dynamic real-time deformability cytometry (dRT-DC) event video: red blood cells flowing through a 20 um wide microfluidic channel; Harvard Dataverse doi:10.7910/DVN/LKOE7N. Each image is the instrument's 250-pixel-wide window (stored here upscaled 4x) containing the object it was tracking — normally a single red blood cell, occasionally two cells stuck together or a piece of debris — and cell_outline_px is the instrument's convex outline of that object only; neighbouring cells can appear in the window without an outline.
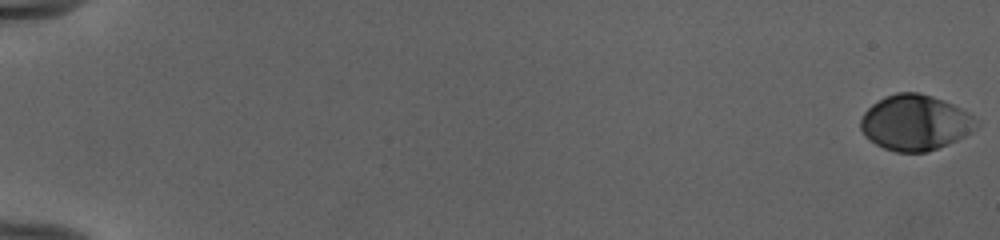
{"species": "human", "species_latin": "Homo sapiens", "temperature_condition": "cold", "stored_images_in_passage": 54, "camera_frame_rate_fps": 3000, "um_per_image_px": 0.085, "donor": {"sex": "female"}, "frame": {"image": 1, "passage_image": 1, "time_ms": 0.0, "image_size_px": [1000, 240], "cell_outline_px": [[980, 124], [972, 132], [948, 144], [924, 152], [896, 152], [884, 148], [876, 144], [864, 136], [860, 128], [860, 120], [864, 112], [872, 104], [884, 96], [896, 92], [920, 92], [944, 100], [968, 112], [980, 120]], "centroid_in_image_um": [77.8, 10.41], "position_along_channel_um": 7.2, "area_um2": 37.69}}
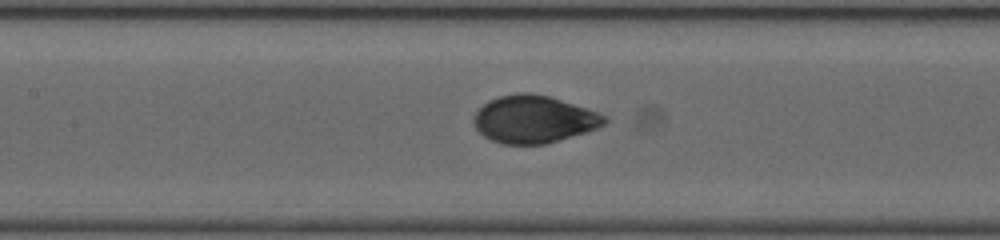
{"frame": {"image": 2, "passage_image": 28, "time_ms": 9.0, "image_size_px": [1000, 240], "cell_outline_px": [[608, 120], [604, 124], [596, 128], [584, 132], [544, 144], [500, 144], [484, 136], [476, 128], [472, 120], [472, 116], [488, 100], [500, 96], [516, 92], [528, 92], [548, 96], [608, 116]], "centroid_in_image_um": [45.32, 10.13], "position_along_channel_um": 162.1, "area_um2": 35.78}}
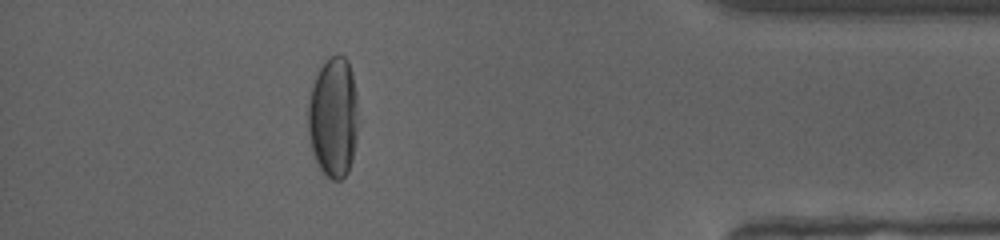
{"frame": {"image": 3, "passage_image": 49, "time_ms": 16.0, "image_size_px": [1000, 240], "cell_outline_px": [[356, 136], [352, 160], [348, 172], [340, 180], [332, 180], [320, 168], [312, 152], [308, 136], [308, 100], [316, 76], [324, 60], [328, 56], [336, 52], [344, 56], [348, 60], [352, 72], [356, 92]], "centroid_in_image_um": [28.32, 9.92], "position_along_channel_um": 406.9, "area_um2": 35.26}, "authors_computed_cell_mechanics": {"area_um2": 36.7608, "velocity_mm_per_s": 3.9718, "shape_relaxation_time_tau1_ms": 3.4237, "shape_relaxation_time_tau2_ms": null, "deformation_change_tau1": 0.1815, "deformation_change_tau2": null}}